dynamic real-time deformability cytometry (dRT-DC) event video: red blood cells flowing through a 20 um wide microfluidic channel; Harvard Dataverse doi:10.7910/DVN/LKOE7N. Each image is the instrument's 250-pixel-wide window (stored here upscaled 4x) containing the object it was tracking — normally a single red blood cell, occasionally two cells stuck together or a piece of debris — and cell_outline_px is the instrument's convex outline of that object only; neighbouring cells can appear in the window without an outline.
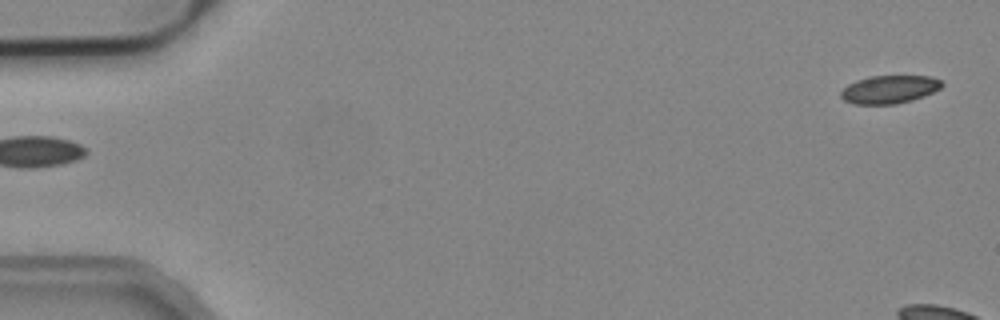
{"species": "common noctule bat (a hibernating species)", "species_latin": "Nyctalus noctula", "temperature_condition": "cold", "stored_images_in_passage": 5, "segment_of_instrument_passage": [2, 2], "camera_frame_rate_fps": 3000, "um_per_image_px": 0.085, "animal": {"sex": "male", "body_mass_g": 19.2, "forearm_length_mm": 51.8}, "frame": {"image": 1, "passage_image": 5, "time_ms": 1.333, "image_size_px": [1000, 320], "cell_outline_px": [[944, 84], [940, 88], [924, 96], [912, 100], [896, 104], [856, 104], [844, 100], [840, 96], [840, 92], [848, 84], [856, 80], [868, 76], [928, 76], [940, 80]], "centroid_in_image_um": [75.58, 7.6], "position_along_channel_um": 9.4, "area_um2": 16.47}}